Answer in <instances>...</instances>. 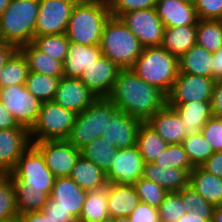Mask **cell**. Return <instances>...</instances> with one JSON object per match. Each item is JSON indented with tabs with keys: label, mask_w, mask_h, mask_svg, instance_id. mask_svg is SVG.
I'll return each mask as SVG.
<instances>
[{
	"label": "cell",
	"mask_w": 222,
	"mask_h": 222,
	"mask_svg": "<svg viewBox=\"0 0 222 222\" xmlns=\"http://www.w3.org/2000/svg\"><path fill=\"white\" fill-rule=\"evenodd\" d=\"M15 187L16 207L18 214L42 211L50 195L44 190L26 189V185L10 174Z\"/></svg>",
	"instance_id": "32"
},
{
	"label": "cell",
	"mask_w": 222,
	"mask_h": 222,
	"mask_svg": "<svg viewBox=\"0 0 222 222\" xmlns=\"http://www.w3.org/2000/svg\"><path fill=\"white\" fill-rule=\"evenodd\" d=\"M76 3L74 0H39L34 37L66 33Z\"/></svg>",
	"instance_id": "11"
},
{
	"label": "cell",
	"mask_w": 222,
	"mask_h": 222,
	"mask_svg": "<svg viewBox=\"0 0 222 222\" xmlns=\"http://www.w3.org/2000/svg\"><path fill=\"white\" fill-rule=\"evenodd\" d=\"M211 63L212 78L215 80L222 79V47L213 53Z\"/></svg>",
	"instance_id": "54"
},
{
	"label": "cell",
	"mask_w": 222,
	"mask_h": 222,
	"mask_svg": "<svg viewBox=\"0 0 222 222\" xmlns=\"http://www.w3.org/2000/svg\"><path fill=\"white\" fill-rule=\"evenodd\" d=\"M139 202L133 184L109 183L107 206L111 218L128 217Z\"/></svg>",
	"instance_id": "24"
},
{
	"label": "cell",
	"mask_w": 222,
	"mask_h": 222,
	"mask_svg": "<svg viewBox=\"0 0 222 222\" xmlns=\"http://www.w3.org/2000/svg\"><path fill=\"white\" fill-rule=\"evenodd\" d=\"M119 111L145 123L167 104V96L146 83L132 69H121L109 96Z\"/></svg>",
	"instance_id": "1"
},
{
	"label": "cell",
	"mask_w": 222,
	"mask_h": 222,
	"mask_svg": "<svg viewBox=\"0 0 222 222\" xmlns=\"http://www.w3.org/2000/svg\"><path fill=\"white\" fill-rule=\"evenodd\" d=\"M29 69L25 56L17 49L4 65L0 77V88L10 85H25Z\"/></svg>",
	"instance_id": "35"
},
{
	"label": "cell",
	"mask_w": 222,
	"mask_h": 222,
	"mask_svg": "<svg viewBox=\"0 0 222 222\" xmlns=\"http://www.w3.org/2000/svg\"><path fill=\"white\" fill-rule=\"evenodd\" d=\"M74 1H76L77 3H79V2H91V1H94V0H74Z\"/></svg>",
	"instance_id": "63"
},
{
	"label": "cell",
	"mask_w": 222,
	"mask_h": 222,
	"mask_svg": "<svg viewBox=\"0 0 222 222\" xmlns=\"http://www.w3.org/2000/svg\"><path fill=\"white\" fill-rule=\"evenodd\" d=\"M179 114L185 123L186 135H194L212 117L210 101H192L183 104H167Z\"/></svg>",
	"instance_id": "25"
},
{
	"label": "cell",
	"mask_w": 222,
	"mask_h": 222,
	"mask_svg": "<svg viewBox=\"0 0 222 222\" xmlns=\"http://www.w3.org/2000/svg\"><path fill=\"white\" fill-rule=\"evenodd\" d=\"M131 69L167 96L179 73L178 58L161 46L143 47Z\"/></svg>",
	"instance_id": "4"
},
{
	"label": "cell",
	"mask_w": 222,
	"mask_h": 222,
	"mask_svg": "<svg viewBox=\"0 0 222 222\" xmlns=\"http://www.w3.org/2000/svg\"><path fill=\"white\" fill-rule=\"evenodd\" d=\"M0 222H19V218H13V219H8V220H3Z\"/></svg>",
	"instance_id": "61"
},
{
	"label": "cell",
	"mask_w": 222,
	"mask_h": 222,
	"mask_svg": "<svg viewBox=\"0 0 222 222\" xmlns=\"http://www.w3.org/2000/svg\"><path fill=\"white\" fill-rule=\"evenodd\" d=\"M110 16L107 0L76 3L65 33L67 39L76 44L100 45L104 25Z\"/></svg>",
	"instance_id": "2"
},
{
	"label": "cell",
	"mask_w": 222,
	"mask_h": 222,
	"mask_svg": "<svg viewBox=\"0 0 222 222\" xmlns=\"http://www.w3.org/2000/svg\"><path fill=\"white\" fill-rule=\"evenodd\" d=\"M143 178L156 182L168 192H179L189 185L190 172L187 169L163 168L154 163H145Z\"/></svg>",
	"instance_id": "23"
},
{
	"label": "cell",
	"mask_w": 222,
	"mask_h": 222,
	"mask_svg": "<svg viewBox=\"0 0 222 222\" xmlns=\"http://www.w3.org/2000/svg\"><path fill=\"white\" fill-rule=\"evenodd\" d=\"M212 116L222 117V79L216 80L210 101Z\"/></svg>",
	"instance_id": "50"
},
{
	"label": "cell",
	"mask_w": 222,
	"mask_h": 222,
	"mask_svg": "<svg viewBox=\"0 0 222 222\" xmlns=\"http://www.w3.org/2000/svg\"><path fill=\"white\" fill-rule=\"evenodd\" d=\"M189 185L214 207L222 205V178L195 166L190 171Z\"/></svg>",
	"instance_id": "26"
},
{
	"label": "cell",
	"mask_w": 222,
	"mask_h": 222,
	"mask_svg": "<svg viewBox=\"0 0 222 222\" xmlns=\"http://www.w3.org/2000/svg\"><path fill=\"white\" fill-rule=\"evenodd\" d=\"M11 0H0V16L5 11V9L9 6Z\"/></svg>",
	"instance_id": "59"
},
{
	"label": "cell",
	"mask_w": 222,
	"mask_h": 222,
	"mask_svg": "<svg viewBox=\"0 0 222 222\" xmlns=\"http://www.w3.org/2000/svg\"><path fill=\"white\" fill-rule=\"evenodd\" d=\"M16 127H24L17 123L14 116L5 108L0 101V129H11Z\"/></svg>",
	"instance_id": "52"
},
{
	"label": "cell",
	"mask_w": 222,
	"mask_h": 222,
	"mask_svg": "<svg viewBox=\"0 0 222 222\" xmlns=\"http://www.w3.org/2000/svg\"><path fill=\"white\" fill-rule=\"evenodd\" d=\"M18 49L25 56L29 71L52 77H64L63 63L39 50L32 42Z\"/></svg>",
	"instance_id": "28"
},
{
	"label": "cell",
	"mask_w": 222,
	"mask_h": 222,
	"mask_svg": "<svg viewBox=\"0 0 222 222\" xmlns=\"http://www.w3.org/2000/svg\"><path fill=\"white\" fill-rule=\"evenodd\" d=\"M41 212L55 222H78L69 211L62 208L43 207Z\"/></svg>",
	"instance_id": "51"
},
{
	"label": "cell",
	"mask_w": 222,
	"mask_h": 222,
	"mask_svg": "<svg viewBox=\"0 0 222 222\" xmlns=\"http://www.w3.org/2000/svg\"><path fill=\"white\" fill-rule=\"evenodd\" d=\"M129 222H159L158 208L139 202L128 216Z\"/></svg>",
	"instance_id": "48"
},
{
	"label": "cell",
	"mask_w": 222,
	"mask_h": 222,
	"mask_svg": "<svg viewBox=\"0 0 222 222\" xmlns=\"http://www.w3.org/2000/svg\"><path fill=\"white\" fill-rule=\"evenodd\" d=\"M102 55L100 45L87 46L70 42L69 51L63 62V74L68 78H80L87 69Z\"/></svg>",
	"instance_id": "22"
},
{
	"label": "cell",
	"mask_w": 222,
	"mask_h": 222,
	"mask_svg": "<svg viewBox=\"0 0 222 222\" xmlns=\"http://www.w3.org/2000/svg\"><path fill=\"white\" fill-rule=\"evenodd\" d=\"M15 187L10 176L0 179V221L18 218Z\"/></svg>",
	"instance_id": "44"
},
{
	"label": "cell",
	"mask_w": 222,
	"mask_h": 222,
	"mask_svg": "<svg viewBox=\"0 0 222 222\" xmlns=\"http://www.w3.org/2000/svg\"><path fill=\"white\" fill-rule=\"evenodd\" d=\"M113 222H129L128 221V217H116V218H112Z\"/></svg>",
	"instance_id": "60"
},
{
	"label": "cell",
	"mask_w": 222,
	"mask_h": 222,
	"mask_svg": "<svg viewBox=\"0 0 222 222\" xmlns=\"http://www.w3.org/2000/svg\"><path fill=\"white\" fill-rule=\"evenodd\" d=\"M97 97L79 78L62 77L53 101L76 114L87 109Z\"/></svg>",
	"instance_id": "17"
},
{
	"label": "cell",
	"mask_w": 222,
	"mask_h": 222,
	"mask_svg": "<svg viewBox=\"0 0 222 222\" xmlns=\"http://www.w3.org/2000/svg\"><path fill=\"white\" fill-rule=\"evenodd\" d=\"M142 122L122 111H117L108 122L101 136L111 146L128 149L136 146L137 132Z\"/></svg>",
	"instance_id": "18"
},
{
	"label": "cell",
	"mask_w": 222,
	"mask_h": 222,
	"mask_svg": "<svg viewBox=\"0 0 222 222\" xmlns=\"http://www.w3.org/2000/svg\"><path fill=\"white\" fill-rule=\"evenodd\" d=\"M155 9L165 28L197 25L199 20L193 3L183 0H157Z\"/></svg>",
	"instance_id": "21"
},
{
	"label": "cell",
	"mask_w": 222,
	"mask_h": 222,
	"mask_svg": "<svg viewBox=\"0 0 222 222\" xmlns=\"http://www.w3.org/2000/svg\"><path fill=\"white\" fill-rule=\"evenodd\" d=\"M0 101L14 116L17 123L28 130L35 124L42 102L32 95L25 85L0 88Z\"/></svg>",
	"instance_id": "9"
},
{
	"label": "cell",
	"mask_w": 222,
	"mask_h": 222,
	"mask_svg": "<svg viewBox=\"0 0 222 222\" xmlns=\"http://www.w3.org/2000/svg\"><path fill=\"white\" fill-rule=\"evenodd\" d=\"M17 49L13 44L0 41V77L4 65Z\"/></svg>",
	"instance_id": "53"
},
{
	"label": "cell",
	"mask_w": 222,
	"mask_h": 222,
	"mask_svg": "<svg viewBox=\"0 0 222 222\" xmlns=\"http://www.w3.org/2000/svg\"><path fill=\"white\" fill-rule=\"evenodd\" d=\"M86 194L87 191L79 187L71 177H58L44 207L62 208L78 219Z\"/></svg>",
	"instance_id": "16"
},
{
	"label": "cell",
	"mask_w": 222,
	"mask_h": 222,
	"mask_svg": "<svg viewBox=\"0 0 222 222\" xmlns=\"http://www.w3.org/2000/svg\"><path fill=\"white\" fill-rule=\"evenodd\" d=\"M215 82L213 78L179 72L167 95V104L211 101Z\"/></svg>",
	"instance_id": "12"
},
{
	"label": "cell",
	"mask_w": 222,
	"mask_h": 222,
	"mask_svg": "<svg viewBox=\"0 0 222 222\" xmlns=\"http://www.w3.org/2000/svg\"><path fill=\"white\" fill-rule=\"evenodd\" d=\"M42 154L45 164L58 177H69L80 150L67 140H45L32 143Z\"/></svg>",
	"instance_id": "13"
},
{
	"label": "cell",
	"mask_w": 222,
	"mask_h": 222,
	"mask_svg": "<svg viewBox=\"0 0 222 222\" xmlns=\"http://www.w3.org/2000/svg\"><path fill=\"white\" fill-rule=\"evenodd\" d=\"M100 49L120 69H131L143 46L119 17L110 16L103 28Z\"/></svg>",
	"instance_id": "3"
},
{
	"label": "cell",
	"mask_w": 222,
	"mask_h": 222,
	"mask_svg": "<svg viewBox=\"0 0 222 222\" xmlns=\"http://www.w3.org/2000/svg\"><path fill=\"white\" fill-rule=\"evenodd\" d=\"M179 193L188 212L197 214L204 220H212L214 206L207 202L192 186H185Z\"/></svg>",
	"instance_id": "40"
},
{
	"label": "cell",
	"mask_w": 222,
	"mask_h": 222,
	"mask_svg": "<svg viewBox=\"0 0 222 222\" xmlns=\"http://www.w3.org/2000/svg\"><path fill=\"white\" fill-rule=\"evenodd\" d=\"M169 144L149 125L142 123L137 132L136 147L145 163H153Z\"/></svg>",
	"instance_id": "33"
},
{
	"label": "cell",
	"mask_w": 222,
	"mask_h": 222,
	"mask_svg": "<svg viewBox=\"0 0 222 222\" xmlns=\"http://www.w3.org/2000/svg\"><path fill=\"white\" fill-rule=\"evenodd\" d=\"M145 161L137 147L118 149L106 172L108 183L133 184L143 177Z\"/></svg>",
	"instance_id": "15"
},
{
	"label": "cell",
	"mask_w": 222,
	"mask_h": 222,
	"mask_svg": "<svg viewBox=\"0 0 222 222\" xmlns=\"http://www.w3.org/2000/svg\"><path fill=\"white\" fill-rule=\"evenodd\" d=\"M98 222H113V221H112V218L109 217V218H107V219L100 220V221H98Z\"/></svg>",
	"instance_id": "62"
},
{
	"label": "cell",
	"mask_w": 222,
	"mask_h": 222,
	"mask_svg": "<svg viewBox=\"0 0 222 222\" xmlns=\"http://www.w3.org/2000/svg\"><path fill=\"white\" fill-rule=\"evenodd\" d=\"M39 0H11L0 16V41L17 48L33 42Z\"/></svg>",
	"instance_id": "5"
},
{
	"label": "cell",
	"mask_w": 222,
	"mask_h": 222,
	"mask_svg": "<svg viewBox=\"0 0 222 222\" xmlns=\"http://www.w3.org/2000/svg\"><path fill=\"white\" fill-rule=\"evenodd\" d=\"M77 114L51 100L42 102L37 120L29 130L32 143L45 140H66Z\"/></svg>",
	"instance_id": "7"
},
{
	"label": "cell",
	"mask_w": 222,
	"mask_h": 222,
	"mask_svg": "<svg viewBox=\"0 0 222 222\" xmlns=\"http://www.w3.org/2000/svg\"><path fill=\"white\" fill-rule=\"evenodd\" d=\"M196 44V25H183L164 29L161 47L179 58Z\"/></svg>",
	"instance_id": "29"
},
{
	"label": "cell",
	"mask_w": 222,
	"mask_h": 222,
	"mask_svg": "<svg viewBox=\"0 0 222 222\" xmlns=\"http://www.w3.org/2000/svg\"><path fill=\"white\" fill-rule=\"evenodd\" d=\"M117 151L116 146H111L110 143L99 137L81 148L80 155L95 163L106 173L113 162V158L117 155Z\"/></svg>",
	"instance_id": "34"
},
{
	"label": "cell",
	"mask_w": 222,
	"mask_h": 222,
	"mask_svg": "<svg viewBox=\"0 0 222 222\" xmlns=\"http://www.w3.org/2000/svg\"><path fill=\"white\" fill-rule=\"evenodd\" d=\"M136 194L139 196V200L158 208L164 200L165 195L168 193L162 186L152 180L139 178L133 183Z\"/></svg>",
	"instance_id": "42"
},
{
	"label": "cell",
	"mask_w": 222,
	"mask_h": 222,
	"mask_svg": "<svg viewBox=\"0 0 222 222\" xmlns=\"http://www.w3.org/2000/svg\"><path fill=\"white\" fill-rule=\"evenodd\" d=\"M183 1H186V2H189V3H193L194 0H183Z\"/></svg>",
	"instance_id": "64"
},
{
	"label": "cell",
	"mask_w": 222,
	"mask_h": 222,
	"mask_svg": "<svg viewBox=\"0 0 222 222\" xmlns=\"http://www.w3.org/2000/svg\"><path fill=\"white\" fill-rule=\"evenodd\" d=\"M168 144H181L186 135L185 123L179 114L167 104L146 122Z\"/></svg>",
	"instance_id": "20"
},
{
	"label": "cell",
	"mask_w": 222,
	"mask_h": 222,
	"mask_svg": "<svg viewBox=\"0 0 222 222\" xmlns=\"http://www.w3.org/2000/svg\"><path fill=\"white\" fill-rule=\"evenodd\" d=\"M31 144L30 132L26 127L0 129V161L11 172Z\"/></svg>",
	"instance_id": "19"
},
{
	"label": "cell",
	"mask_w": 222,
	"mask_h": 222,
	"mask_svg": "<svg viewBox=\"0 0 222 222\" xmlns=\"http://www.w3.org/2000/svg\"><path fill=\"white\" fill-rule=\"evenodd\" d=\"M177 222H212V220H204L202 217H200L197 214L187 212V214L179 218Z\"/></svg>",
	"instance_id": "56"
},
{
	"label": "cell",
	"mask_w": 222,
	"mask_h": 222,
	"mask_svg": "<svg viewBox=\"0 0 222 222\" xmlns=\"http://www.w3.org/2000/svg\"><path fill=\"white\" fill-rule=\"evenodd\" d=\"M153 163L163 168L174 167L189 172L194 168L182 144H169Z\"/></svg>",
	"instance_id": "41"
},
{
	"label": "cell",
	"mask_w": 222,
	"mask_h": 222,
	"mask_svg": "<svg viewBox=\"0 0 222 222\" xmlns=\"http://www.w3.org/2000/svg\"><path fill=\"white\" fill-rule=\"evenodd\" d=\"M11 172L0 161V179L10 176Z\"/></svg>",
	"instance_id": "58"
},
{
	"label": "cell",
	"mask_w": 222,
	"mask_h": 222,
	"mask_svg": "<svg viewBox=\"0 0 222 222\" xmlns=\"http://www.w3.org/2000/svg\"><path fill=\"white\" fill-rule=\"evenodd\" d=\"M32 43L39 50L62 63L70 47V41L67 39L65 33L35 36Z\"/></svg>",
	"instance_id": "38"
},
{
	"label": "cell",
	"mask_w": 222,
	"mask_h": 222,
	"mask_svg": "<svg viewBox=\"0 0 222 222\" xmlns=\"http://www.w3.org/2000/svg\"><path fill=\"white\" fill-rule=\"evenodd\" d=\"M117 111L118 108L107 97L96 98L87 109L77 114L66 140L80 150L102 136Z\"/></svg>",
	"instance_id": "6"
},
{
	"label": "cell",
	"mask_w": 222,
	"mask_h": 222,
	"mask_svg": "<svg viewBox=\"0 0 222 222\" xmlns=\"http://www.w3.org/2000/svg\"><path fill=\"white\" fill-rule=\"evenodd\" d=\"M200 132L214 152L222 151V118L212 116L201 128Z\"/></svg>",
	"instance_id": "46"
},
{
	"label": "cell",
	"mask_w": 222,
	"mask_h": 222,
	"mask_svg": "<svg viewBox=\"0 0 222 222\" xmlns=\"http://www.w3.org/2000/svg\"><path fill=\"white\" fill-rule=\"evenodd\" d=\"M212 222H222V205L214 207Z\"/></svg>",
	"instance_id": "57"
},
{
	"label": "cell",
	"mask_w": 222,
	"mask_h": 222,
	"mask_svg": "<svg viewBox=\"0 0 222 222\" xmlns=\"http://www.w3.org/2000/svg\"><path fill=\"white\" fill-rule=\"evenodd\" d=\"M11 174L26 185V189L44 190L49 195L56 179L45 164L42 154L33 144L18 159Z\"/></svg>",
	"instance_id": "8"
},
{
	"label": "cell",
	"mask_w": 222,
	"mask_h": 222,
	"mask_svg": "<svg viewBox=\"0 0 222 222\" xmlns=\"http://www.w3.org/2000/svg\"><path fill=\"white\" fill-rule=\"evenodd\" d=\"M120 70L114 62L101 55L83 70L79 79L97 98L108 97Z\"/></svg>",
	"instance_id": "14"
},
{
	"label": "cell",
	"mask_w": 222,
	"mask_h": 222,
	"mask_svg": "<svg viewBox=\"0 0 222 222\" xmlns=\"http://www.w3.org/2000/svg\"><path fill=\"white\" fill-rule=\"evenodd\" d=\"M198 19L222 20V0H194Z\"/></svg>",
	"instance_id": "47"
},
{
	"label": "cell",
	"mask_w": 222,
	"mask_h": 222,
	"mask_svg": "<svg viewBox=\"0 0 222 222\" xmlns=\"http://www.w3.org/2000/svg\"><path fill=\"white\" fill-rule=\"evenodd\" d=\"M179 192H168L158 207L159 222H177L187 214Z\"/></svg>",
	"instance_id": "43"
},
{
	"label": "cell",
	"mask_w": 222,
	"mask_h": 222,
	"mask_svg": "<svg viewBox=\"0 0 222 222\" xmlns=\"http://www.w3.org/2000/svg\"><path fill=\"white\" fill-rule=\"evenodd\" d=\"M119 18L139 39L143 47L161 45L165 26L157 15L155 7L126 12Z\"/></svg>",
	"instance_id": "10"
},
{
	"label": "cell",
	"mask_w": 222,
	"mask_h": 222,
	"mask_svg": "<svg viewBox=\"0 0 222 222\" xmlns=\"http://www.w3.org/2000/svg\"><path fill=\"white\" fill-rule=\"evenodd\" d=\"M201 167L208 173L222 178V151L214 152Z\"/></svg>",
	"instance_id": "49"
},
{
	"label": "cell",
	"mask_w": 222,
	"mask_h": 222,
	"mask_svg": "<svg viewBox=\"0 0 222 222\" xmlns=\"http://www.w3.org/2000/svg\"><path fill=\"white\" fill-rule=\"evenodd\" d=\"M61 78L29 71L25 82L27 90L41 102L53 100Z\"/></svg>",
	"instance_id": "37"
},
{
	"label": "cell",
	"mask_w": 222,
	"mask_h": 222,
	"mask_svg": "<svg viewBox=\"0 0 222 222\" xmlns=\"http://www.w3.org/2000/svg\"><path fill=\"white\" fill-rule=\"evenodd\" d=\"M69 177L85 191L97 190L108 184L106 173L81 155L75 162Z\"/></svg>",
	"instance_id": "27"
},
{
	"label": "cell",
	"mask_w": 222,
	"mask_h": 222,
	"mask_svg": "<svg viewBox=\"0 0 222 222\" xmlns=\"http://www.w3.org/2000/svg\"><path fill=\"white\" fill-rule=\"evenodd\" d=\"M181 144L194 167L201 166L214 153L201 132L186 136Z\"/></svg>",
	"instance_id": "39"
},
{
	"label": "cell",
	"mask_w": 222,
	"mask_h": 222,
	"mask_svg": "<svg viewBox=\"0 0 222 222\" xmlns=\"http://www.w3.org/2000/svg\"><path fill=\"white\" fill-rule=\"evenodd\" d=\"M107 2L111 16L119 17L126 12L154 8L157 0H107Z\"/></svg>",
	"instance_id": "45"
},
{
	"label": "cell",
	"mask_w": 222,
	"mask_h": 222,
	"mask_svg": "<svg viewBox=\"0 0 222 222\" xmlns=\"http://www.w3.org/2000/svg\"><path fill=\"white\" fill-rule=\"evenodd\" d=\"M196 44L214 53L222 47V20L199 19L196 25Z\"/></svg>",
	"instance_id": "36"
},
{
	"label": "cell",
	"mask_w": 222,
	"mask_h": 222,
	"mask_svg": "<svg viewBox=\"0 0 222 222\" xmlns=\"http://www.w3.org/2000/svg\"><path fill=\"white\" fill-rule=\"evenodd\" d=\"M109 183L97 190L87 191L78 222H98L109 218L108 214Z\"/></svg>",
	"instance_id": "31"
},
{
	"label": "cell",
	"mask_w": 222,
	"mask_h": 222,
	"mask_svg": "<svg viewBox=\"0 0 222 222\" xmlns=\"http://www.w3.org/2000/svg\"><path fill=\"white\" fill-rule=\"evenodd\" d=\"M212 56L213 53L195 44L178 58L179 72L212 78Z\"/></svg>",
	"instance_id": "30"
},
{
	"label": "cell",
	"mask_w": 222,
	"mask_h": 222,
	"mask_svg": "<svg viewBox=\"0 0 222 222\" xmlns=\"http://www.w3.org/2000/svg\"><path fill=\"white\" fill-rule=\"evenodd\" d=\"M19 222H55L46 217L41 211L27 212L19 215Z\"/></svg>",
	"instance_id": "55"
}]
</instances>
